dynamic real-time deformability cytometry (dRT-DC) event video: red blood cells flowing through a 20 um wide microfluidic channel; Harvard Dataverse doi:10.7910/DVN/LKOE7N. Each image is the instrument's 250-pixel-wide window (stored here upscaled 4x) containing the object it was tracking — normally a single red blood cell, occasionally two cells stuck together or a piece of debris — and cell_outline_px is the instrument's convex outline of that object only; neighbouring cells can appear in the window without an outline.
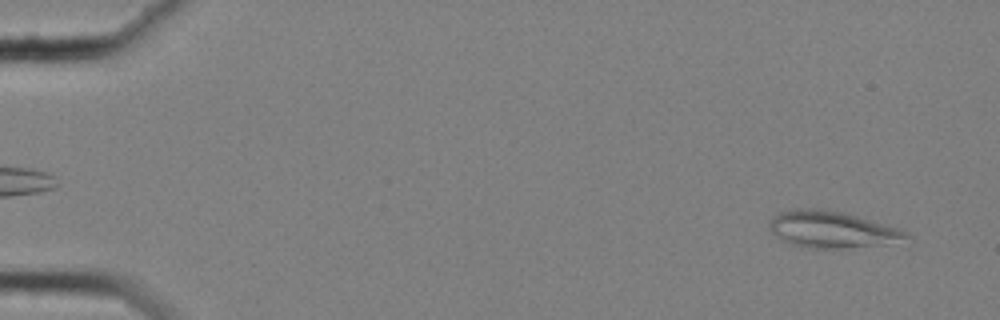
{"species": "common noctule bat (a hibernating species)", "species_latin": "Nyctalus noctula", "temperature_condition": "cold", "stored_images_in_passage": 39, "camera_frame_rate_fps": 3000, "um_per_image_px": 0.085, "animal": {"sex": "female", "body_mass_g": 25.1}, "frame": {"image": 1, "passage_image": 3, "time_ms": 0.667, "image_size_px": [1000, 320], "cell_outline_px": [[912, 236], [876, 244], [840, 248], [808, 248], [788, 244], [772, 232], [768, 228], [768, 224], [772, 216], [780, 212], [792, 208], [820, 208], [840, 212], [856, 216], [896, 228]], "centroid_in_image_um": [70.52, 19.48], "position_along_channel_um": 14.5, "area_um2": 28.38}}
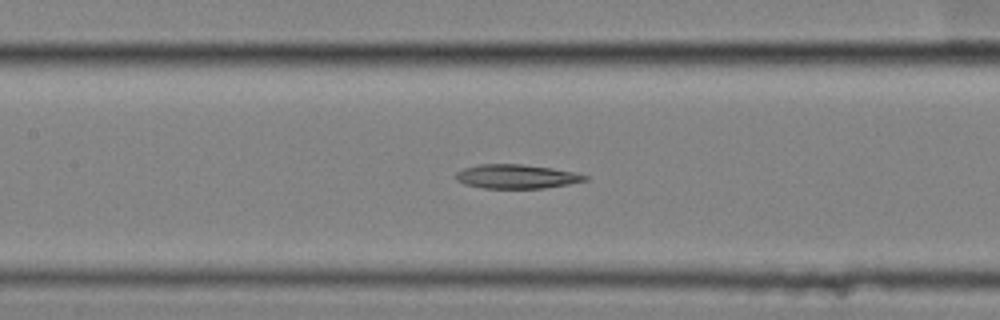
{"frame": {"image": 2, "passage_image": 27, "time_ms": 8.667, "image_size_px": [1000, 320], "cell_outline_px": [[588, 180], [568, 184], [544, 188], [484, 188], [464, 184], [456, 180], [456, 172], [464, 168], [480, 164], [520, 164], [552, 168], [572, 172], [588, 176]], "centroid_in_image_um": [43.88, 15.0], "position_along_channel_um": 163.5, "area_um2": 17.98}}
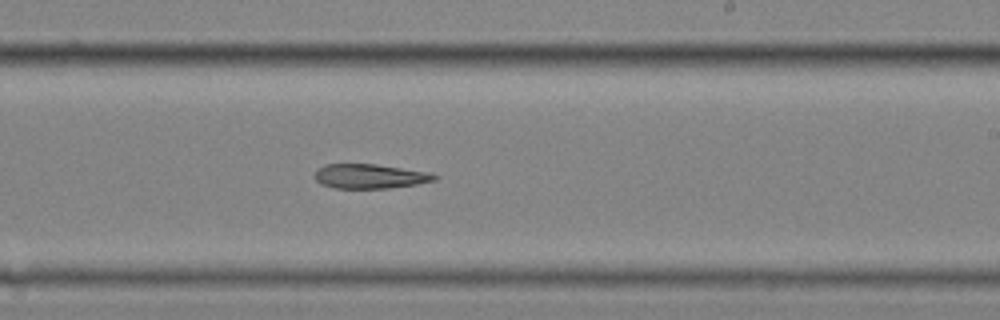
{"frame": {"image": 3, "passage_image": 35, "time_ms": 11.333, "image_size_px": [1000, 320], "cell_outline_px": [[440, 176], [436, 180], [416, 184], [388, 188], [332, 188], [320, 184], [316, 180], [316, 168], [324, 164], [376, 164], [432, 172]], "centroid_in_image_um": [31.46, 14.97], "position_along_channel_um": 257.5, "area_um2": 17.28}}